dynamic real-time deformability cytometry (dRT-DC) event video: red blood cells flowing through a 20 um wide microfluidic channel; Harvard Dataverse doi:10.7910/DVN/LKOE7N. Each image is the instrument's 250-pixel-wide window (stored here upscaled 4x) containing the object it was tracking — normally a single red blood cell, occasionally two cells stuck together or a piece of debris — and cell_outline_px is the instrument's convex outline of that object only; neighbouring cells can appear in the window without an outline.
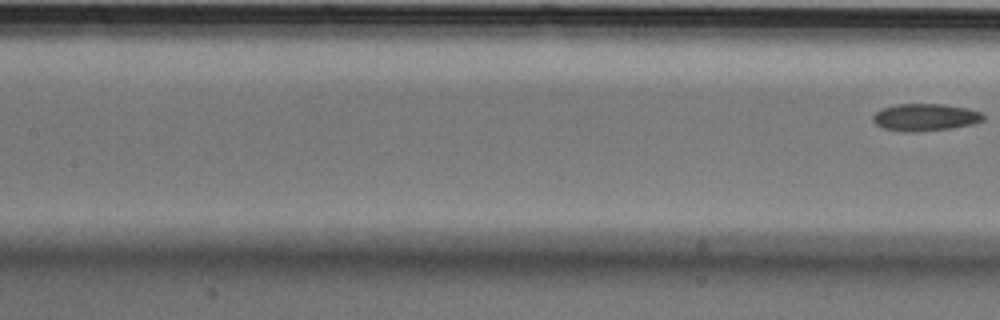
{"species": "Egyptian fruit bat (a non-hibernating species)", "species_latin": "Rousettus aegyptiacus", "temperature_condition": "cold", "stored_images_in_passage": 9, "segment_of_instrument_passage": [2, 2], "camera_frame_rate_fps": 3000, "um_per_image_px": 0.085, "animal": {"sex": "male"}, "frame": {"image": 1, "passage_image": 9, "time_ms": 2.667, "image_size_px": [1000, 320], "cell_outline_px": [[984, 120], [972, 124], [952, 128], [916, 132], [912, 132], [884, 128], [876, 124], [872, 120], [872, 116], [880, 108], [896, 104], [944, 104], [968, 108], [980, 112], [984, 116]], "centroid_in_image_um": [78.63, 9.96], "position_along_channel_um": 128.8, "area_um2": 17.51}}